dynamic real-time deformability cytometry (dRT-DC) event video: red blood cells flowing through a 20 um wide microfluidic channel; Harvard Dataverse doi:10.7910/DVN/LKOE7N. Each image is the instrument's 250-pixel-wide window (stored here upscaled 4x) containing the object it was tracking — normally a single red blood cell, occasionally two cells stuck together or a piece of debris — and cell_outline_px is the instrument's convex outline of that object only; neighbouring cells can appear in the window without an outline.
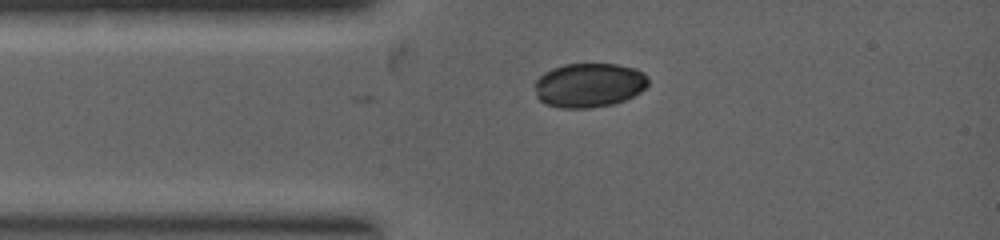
{"species": "common noctule bat (a hibernating species)", "species_latin": "Nyctalus noctula", "temperature_condition": "warm", "stored_images_in_passage": 6, "camera_frame_rate_fps": 5000, "um_per_image_px": 0.085, "animal": {"sex": "female", "body_mass_g": 19.0, "forearm_length_mm": 53.3}, "frame": {"image": 1, "passage_image": 1, "time_ms": 0.0, "image_size_px": [1000, 240], "cell_outline_px": [[648, 84], [640, 92], [624, 100], [612, 104], [588, 108], [560, 108], [544, 104], [536, 96], [536, 80], [544, 72], [552, 68], [564, 64], [616, 64], [636, 68], [644, 72], [648, 76]], "centroid_in_image_um": [50.07, 7.23], "position_along_channel_um": 34.9, "area_um2": 29.36}}
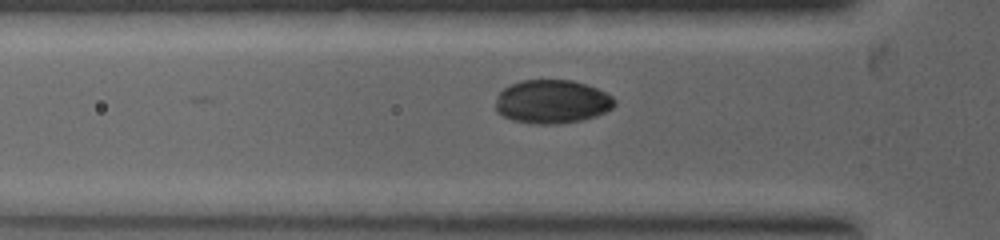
{"frame": {"image": 2, "passage_image": 6, "time_ms": 0.8, "image_size_px": [1000, 240], "cell_outline_px": [[616, 104], [612, 108], [596, 116], [580, 120], [560, 124], [532, 124], [512, 120], [496, 112], [496, 96], [504, 88], [520, 80], [572, 80], [596, 88], [612, 96], [616, 100]], "centroid_in_image_um": [46.91, 8.65], "position_along_channel_um": 78.9, "area_um2": 30.29}}